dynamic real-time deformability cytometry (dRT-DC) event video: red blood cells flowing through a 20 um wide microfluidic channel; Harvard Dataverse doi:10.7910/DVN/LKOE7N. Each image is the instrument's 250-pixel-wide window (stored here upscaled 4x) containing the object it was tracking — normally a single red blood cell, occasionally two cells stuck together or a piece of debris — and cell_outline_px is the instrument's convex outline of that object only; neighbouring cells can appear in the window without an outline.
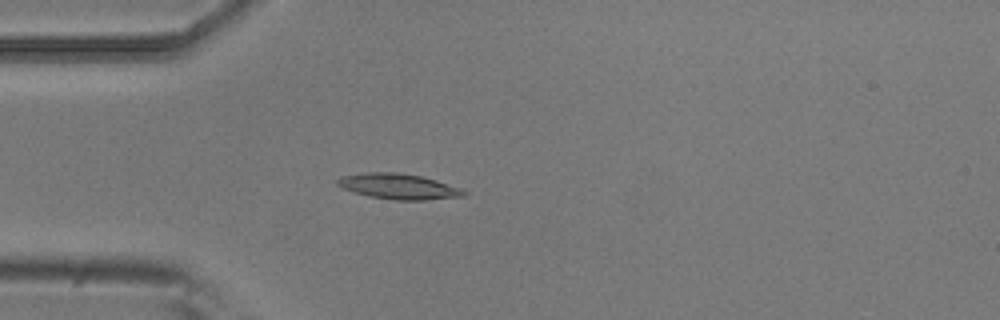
{"species": "common noctule bat (a hibernating species)", "species_latin": "Nyctalus noctula", "temperature_condition": "room temperature", "stored_images_in_passage": 4, "camera_frame_rate_fps": 3000, "um_per_image_px": 0.085, "animal": {"sex": "male", "body_mass_g": 20.5, "forearm_length_mm": 52.5}, "frame": {"image": 1, "passage_image": 4, "time_ms": 1.0, "image_size_px": [1000, 320], "cell_outline_px": [[468, 192], [464, 196], [424, 200], [396, 200], [368, 196], [344, 188], [336, 184], [336, 180], [340, 176], [368, 172], [396, 172], [420, 176], [436, 180], [460, 188]], "centroid_in_image_um": [33.87, 15.84], "position_along_channel_um": 51.1, "area_um2": 18.61}}